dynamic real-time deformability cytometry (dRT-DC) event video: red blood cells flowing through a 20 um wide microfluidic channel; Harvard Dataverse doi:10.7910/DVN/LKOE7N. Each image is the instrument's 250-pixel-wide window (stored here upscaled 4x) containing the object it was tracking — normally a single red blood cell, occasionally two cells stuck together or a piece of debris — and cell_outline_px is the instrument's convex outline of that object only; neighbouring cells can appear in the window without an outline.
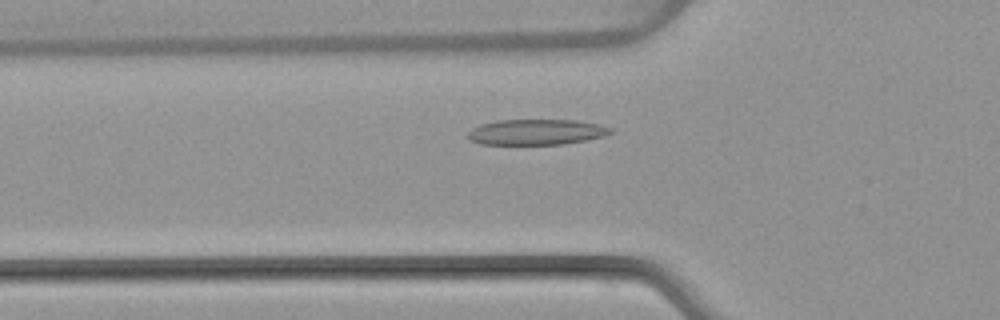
{"species": "common noctule bat (a hibernating species)", "species_latin": "Nyctalus noctula", "temperature_condition": "warm", "stored_images_in_passage": 46, "camera_frame_rate_fps": 3000, "um_per_image_px": 0.085, "animal": {"sex": "female", "body_mass_g": 22.7, "forearm_length_mm": 54.2}, "frame": {"image": 1, "passage_image": 13, "time_ms": 4.0, "image_size_px": [1000, 320], "cell_outline_px": [[612, 132], [604, 136], [564, 144], [480, 144], [468, 140], [464, 136], [472, 128], [480, 124], [496, 120], [576, 120], [596, 124], [612, 128]], "centroid_in_image_um": [45.51, 11.22], "position_along_channel_um": 80.3, "area_um2": 21.33}}
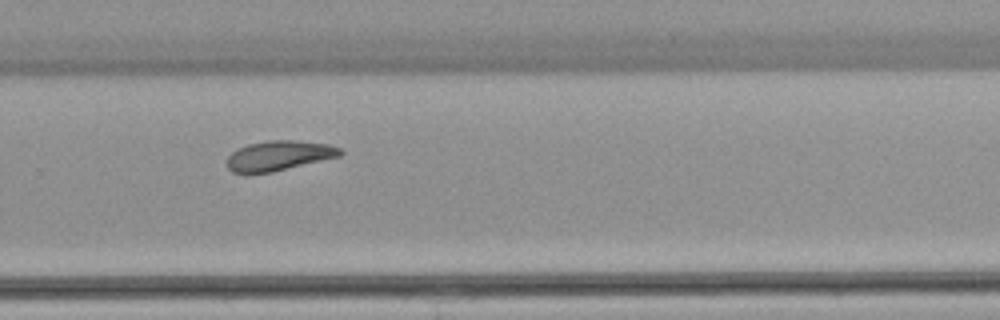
{"frame": {"image": 2, "passage_image": 30, "time_ms": 9.667, "image_size_px": [1000, 320], "cell_outline_px": [[344, 152], [340, 156], [272, 172], [232, 172], [228, 168], [228, 156], [232, 152], [248, 144], [268, 140], [292, 140], [328, 144], [340, 148]], "centroid_in_image_um": [23.74, 13.22], "position_along_channel_um": 306.1, "area_um2": 19.36}}
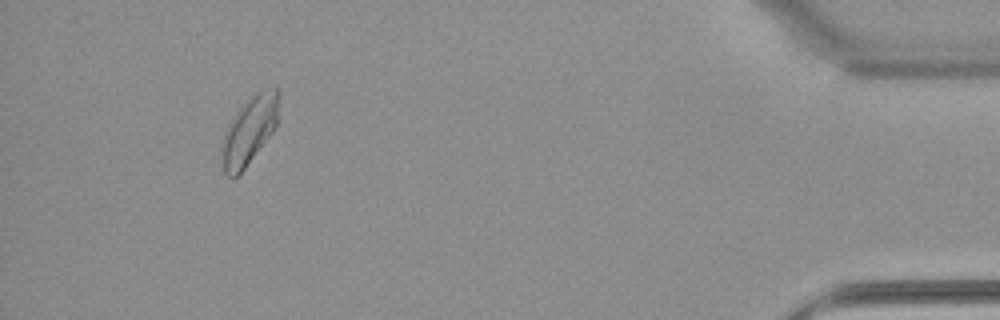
{"frame": {"image": 3, "passage_image": 43, "time_ms": 14.0, "image_size_px": [1000, 320], "cell_outline_px": [[280, 96], [276, 128], [240, 176], [228, 176], [224, 172], [220, 160], [220, 148], [228, 124], [236, 112], [256, 92], [264, 88], [276, 84], [280, 88]], "centroid_in_image_um": [21.22, 11.08], "position_along_channel_um": 414.0, "area_um2": 23.29}, "authors_computed_cell_mechanics": {"area_um2": 20.808, "velocity_mm_per_s": 3.9812, "shape_relaxation_time_tau1_ms": 7.3889, "shape_relaxation_time_tau2_ms": 6.3778, "deformation_change_tau1": 0.1759, "deformation_change_tau2": 0.14}}